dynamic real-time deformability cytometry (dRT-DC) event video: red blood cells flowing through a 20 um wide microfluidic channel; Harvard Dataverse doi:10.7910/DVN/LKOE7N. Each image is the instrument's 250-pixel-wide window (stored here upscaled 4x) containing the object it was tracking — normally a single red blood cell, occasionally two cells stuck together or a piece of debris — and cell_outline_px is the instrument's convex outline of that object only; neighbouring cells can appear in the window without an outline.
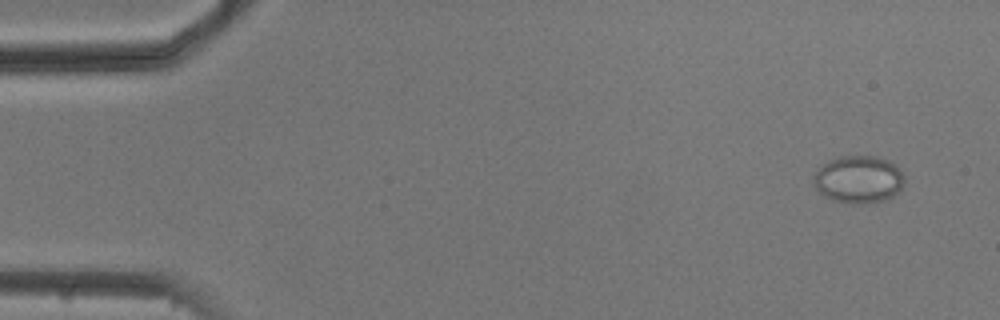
{"species": "common noctule bat (a hibernating species)", "species_latin": "Nyctalus noctula", "temperature_condition": "cold", "stored_images_in_passage": 10, "camera_frame_rate_fps": 3000, "um_per_image_px": 0.085, "animal": {"sex": "male", "body_mass_g": 20.5, "forearm_length_mm": 52.5}, "frame": {"image": 1, "passage_image": 1, "time_ms": 0.0, "image_size_px": [1000, 320], "cell_outline_px": [[904, 180], [900, 188], [892, 196], [884, 200], [872, 204], [852, 204], [832, 200], [824, 196], [816, 188], [812, 180], [816, 172], [828, 160], [840, 156], [876, 156], [888, 160], [900, 168], [904, 176]], "centroid_in_image_um": [72.98, 15.26], "position_along_channel_um": 12.0, "area_um2": 25.26}}
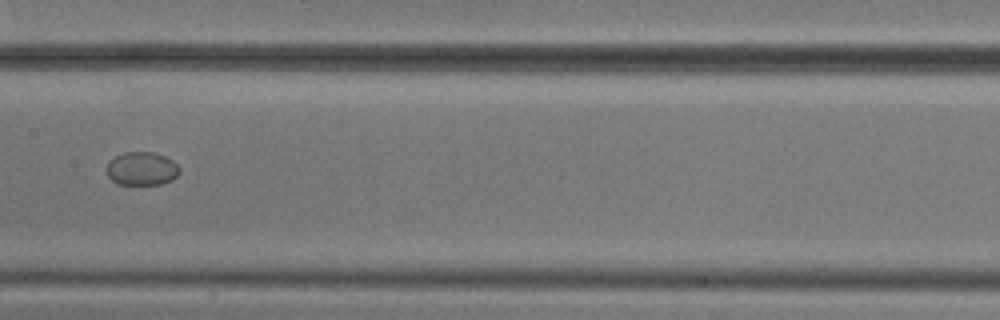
{"frame": {"image": 2, "passage_image": 7, "time_ms": 8.0, "image_size_px": [1000, 320], "cell_outline_px": [[180, 172], [172, 180], [160, 184], [116, 184], [108, 176], [108, 160], [124, 152], [152, 152], [164, 156], [172, 160], [180, 168]], "centroid_in_image_um": [12.05, 14.33], "position_along_channel_um": 195.3, "area_um2": 14.1}}
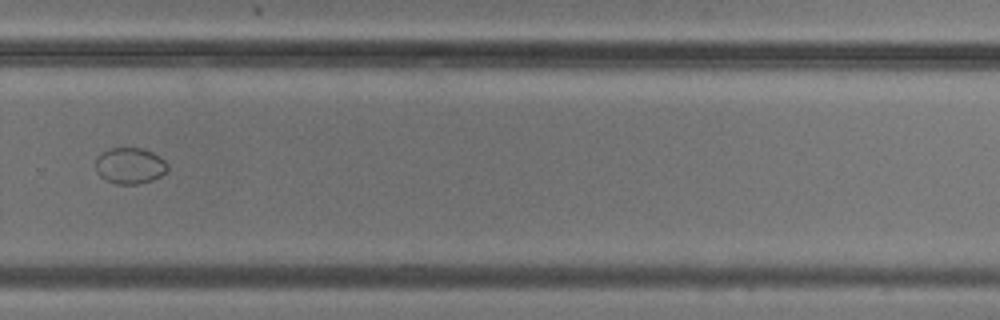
{"frame": {"image": 3, "passage_image": 10, "time_ms": 11.333, "image_size_px": [1000, 320], "cell_outline_px": [[168, 172], [152, 180], [136, 184], [116, 184], [104, 180], [96, 172], [96, 160], [104, 152], [112, 148], [144, 148], [160, 156], [168, 164]], "centroid_in_image_um": [11.07, 14.1], "position_along_channel_um": 318.7, "area_um2": 15.2}}